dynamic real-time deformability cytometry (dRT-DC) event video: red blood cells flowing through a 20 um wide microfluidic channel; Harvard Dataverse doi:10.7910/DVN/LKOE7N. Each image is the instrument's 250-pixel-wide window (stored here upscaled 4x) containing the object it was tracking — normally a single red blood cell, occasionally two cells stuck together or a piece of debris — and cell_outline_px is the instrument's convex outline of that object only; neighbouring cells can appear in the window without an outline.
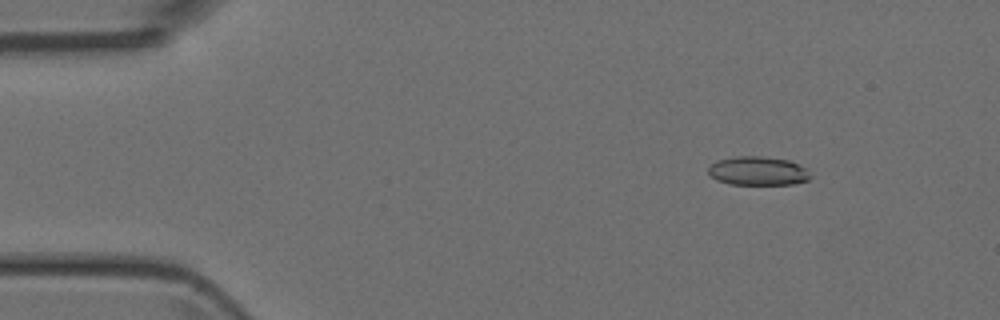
{"species": "Egyptian fruit bat (a non-hibernating species)", "species_latin": "Rousettus aegyptiacus", "temperature_condition": "room temperature", "stored_images_in_passage": 5, "camera_frame_rate_fps": 3000, "um_per_image_px": 0.085, "animal": {"sex": "female"}, "frame": {"image": 1, "passage_image": 2, "time_ms": 1.0, "image_size_px": [1000, 320], "cell_outline_px": [[812, 176], [808, 180], [792, 184], [728, 184], [716, 180], [708, 172], [708, 168], [716, 160], [736, 156], [760, 156], [788, 160], [804, 168]], "centroid_in_image_um": [64.39, 14.53], "position_along_channel_um": 20.6, "area_um2": 16.99}}
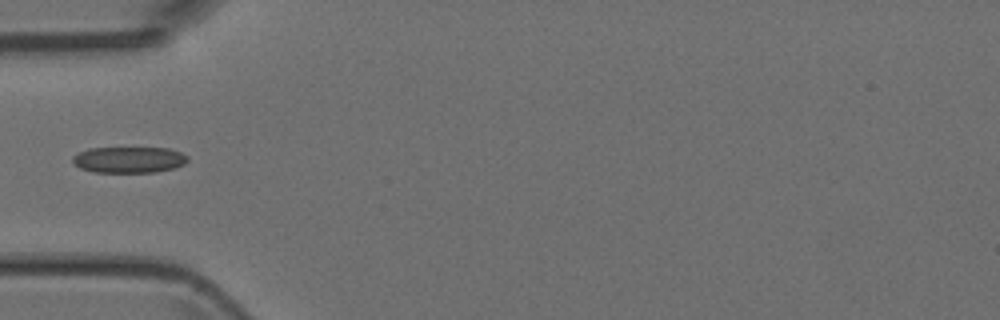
{"frame": {"image": 2, "passage_image": 4, "time_ms": 4.333, "image_size_px": [1000, 320], "cell_outline_px": [[188, 160], [184, 164], [176, 168], [156, 172], [96, 172], [80, 168], [72, 160], [72, 156], [88, 148], [168, 148], [180, 152], [188, 156]], "centroid_in_image_um": [10.99, 13.58], "position_along_channel_um": 74.0, "area_um2": 17.51}}
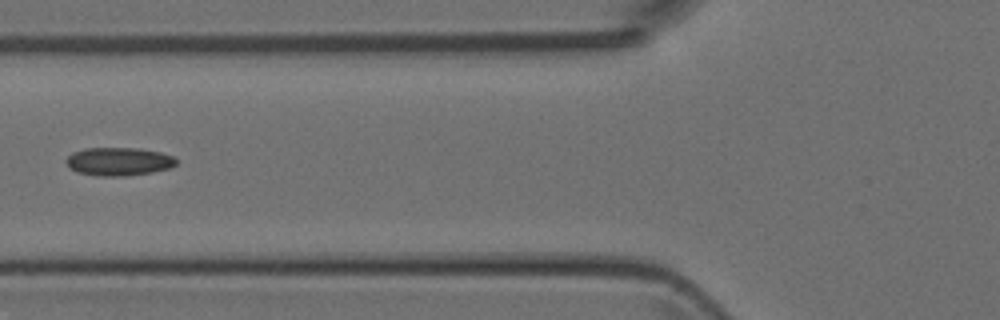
{"frame": {"image": 3, "passage_image": 5, "time_ms": 5.333, "image_size_px": [1000, 320], "cell_outline_px": [[176, 164], [168, 168], [152, 172], [124, 176], [100, 176], [76, 172], [64, 160], [72, 152], [84, 148], [136, 148], [160, 152], [172, 156], [176, 160]], "centroid_in_image_um": [10.06, 13.72], "position_along_channel_um": 115.7, "area_um2": 17.98}}